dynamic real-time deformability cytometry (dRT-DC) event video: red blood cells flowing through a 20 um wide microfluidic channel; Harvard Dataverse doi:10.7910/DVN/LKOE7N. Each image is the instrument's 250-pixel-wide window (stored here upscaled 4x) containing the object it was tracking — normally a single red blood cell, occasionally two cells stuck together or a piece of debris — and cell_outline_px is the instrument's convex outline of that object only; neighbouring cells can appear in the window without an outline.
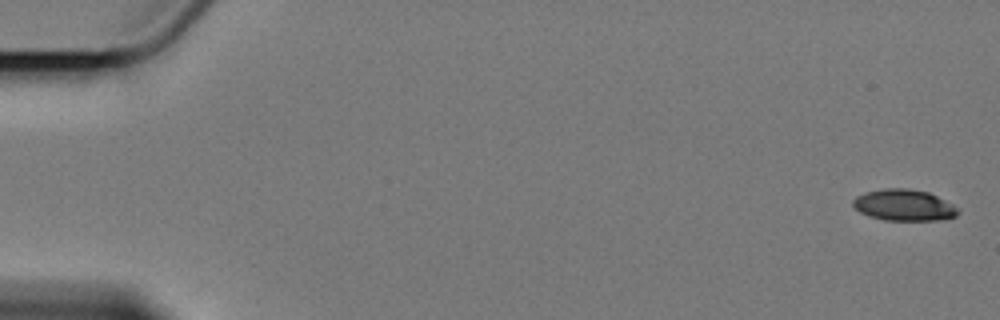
{"species": "Egyptian fruit bat (a non-hibernating species)", "species_latin": "Rousettus aegyptiacus", "temperature_condition": "cold", "stored_images_in_passage": 7, "camera_frame_rate_fps": 3000, "um_per_image_px": 0.085, "animal": {"sex": "female"}, "frame": {"image": 1, "passage_image": 1, "time_ms": 0.0, "image_size_px": [1000, 320], "cell_outline_px": [[960, 212], [956, 216], [940, 220], [884, 220], [868, 216], [860, 212], [852, 204], [852, 200], [856, 196], [864, 192], [884, 188], [908, 188], [928, 192], [960, 208]], "centroid_in_image_um": [76.83, 17.43], "position_along_channel_um": 8.2, "area_um2": 19.31}}
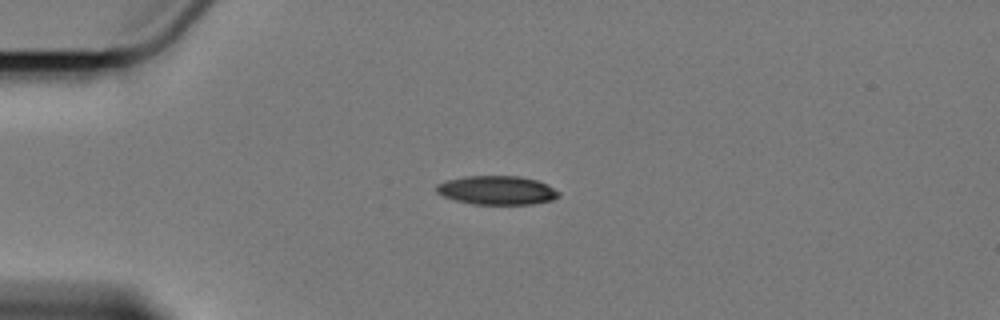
{"frame": {"image": 2, "passage_image": 5, "time_ms": 4.667, "image_size_px": [1000, 320], "cell_outline_px": [[560, 196], [552, 200], [532, 204], [472, 204], [456, 200], [444, 196], [436, 192], [436, 184], [444, 180], [464, 176], [520, 176], [536, 180], [560, 192]], "centroid_in_image_um": [42.2, 16.17], "position_along_channel_um": 42.8, "area_um2": 20.52}}
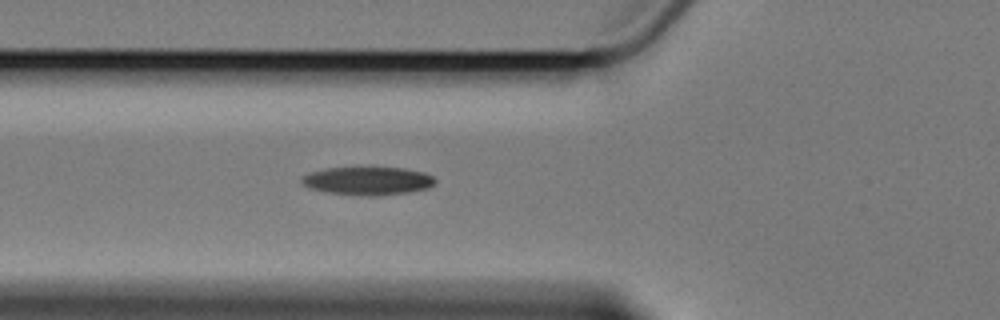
{"frame": {"image": 3, "passage_image": 7, "time_ms": 7.0, "image_size_px": [1000, 320], "cell_outline_px": [[436, 184], [428, 188], [408, 192], [376, 196], [368, 196], [328, 192], [308, 188], [300, 180], [300, 176], [308, 172], [324, 168], [404, 168], [424, 172], [432, 176], [436, 180]], "centroid_in_image_um": [31.24, 15.37], "position_along_channel_um": 94.6, "area_um2": 21.96}}